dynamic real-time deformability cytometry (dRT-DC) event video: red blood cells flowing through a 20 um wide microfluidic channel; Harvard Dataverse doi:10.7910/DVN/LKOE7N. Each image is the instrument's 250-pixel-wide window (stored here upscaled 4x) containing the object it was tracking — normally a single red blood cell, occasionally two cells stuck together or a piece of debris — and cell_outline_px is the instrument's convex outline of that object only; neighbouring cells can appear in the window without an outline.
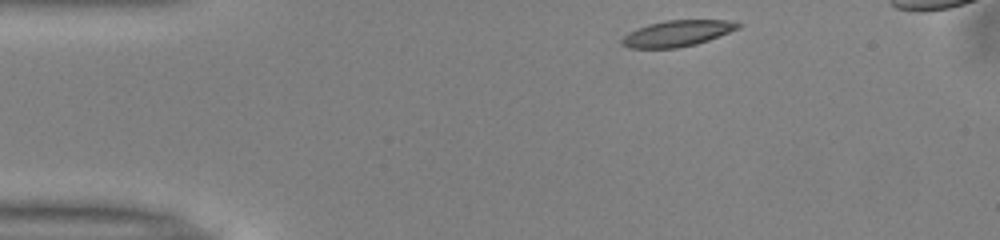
{"species": "common noctule bat (a hibernating species)", "species_latin": "Nyctalus noctula", "temperature_condition": "warm", "stored_images_in_passage": 32, "camera_frame_rate_fps": 3000, "um_per_image_px": 0.085, "animal": {"sex": "male", "body_mass_g": 13.0, "forearm_length_mm": 53.1}, "frame": {"image": 1, "passage_image": 1, "time_ms": 0.0, "image_size_px": [1000, 240], "cell_outline_px": [[740, 28], [708, 40], [696, 44], [676, 48], [628, 48], [620, 44], [620, 40], [628, 32], [648, 24], [664, 20], [728, 20], [740, 24]], "centroid_in_image_um": [57.52, 2.84], "position_along_channel_um": 27.5, "area_um2": 17.63}}
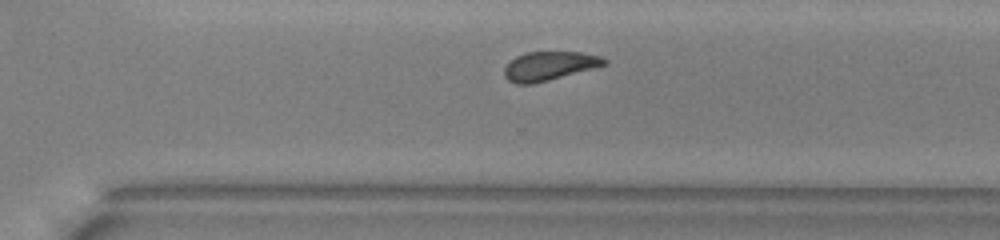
{"frame": {"image": 2, "passage_image": 28, "time_ms": 9.0, "image_size_px": [1000, 240], "cell_outline_px": [[608, 64], [548, 80], [532, 84], [516, 84], [508, 80], [504, 76], [504, 68], [516, 56], [528, 52], [580, 52], [600, 56], [608, 60]], "centroid_in_image_um": [46.69, 5.6], "position_along_channel_um": 323.9, "area_um2": 16.65}}
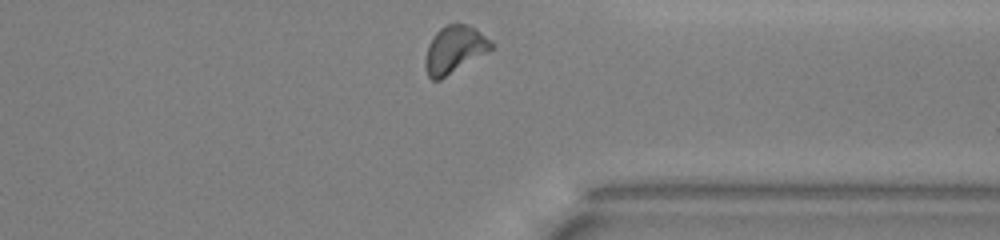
{"frame": {"image": 3, "passage_image": 32, "time_ms": 10.333, "image_size_px": [1000, 240], "cell_outline_px": [[496, 44], [492, 48], [440, 80], [432, 80], [428, 76], [424, 64], [424, 60], [428, 44], [432, 36], [440, 28], [448, 24], [464, 24], [476, 28]], "centroid_in_image_um": [38.6, 4.2], "position_along_channel_um": 372.8, "area_um2": 18.03}, "authors_computed_cell_mechanics": {"area_um2": 17.6579, "velocity_mm_per_s": 3.9561, "shape_relaxation_time_tau1_ms": 4.164, "shape_relaxation_time_tau2_ms": 3.2293, "deformation_change_tau1": 0.1322, "deformation_change_tau2": 0.0922}}